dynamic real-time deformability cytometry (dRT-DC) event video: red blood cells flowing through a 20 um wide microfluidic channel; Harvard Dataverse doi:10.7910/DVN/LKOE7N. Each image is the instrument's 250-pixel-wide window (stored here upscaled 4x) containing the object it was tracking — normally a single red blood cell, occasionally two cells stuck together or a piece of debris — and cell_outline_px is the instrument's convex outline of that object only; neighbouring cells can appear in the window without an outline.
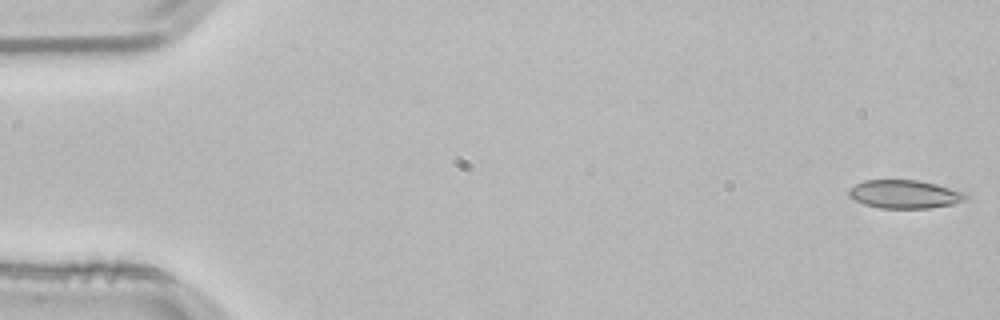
{"species": "common noctule bat (a hibernating species)", "species_latin": "Nyctalus noctula", "temperature_condition": "room temperature", "stored_images_in_passage": 12, "camera_frame_rate_fps": 3000, "um_per_image_px": 0.085, "animal": {"sex": "male", "body_mass_g": 21.5, "forearm_length_mm": 52.0}, "frame": {"image": 1, "passage_image": 1, "time_ms": 0.0, "image_size_px": [1000, 320], "cell_outline_px": [[968, 196], [964, 200], [952, 204], [928, 208], [880, 208], [864, 204], [848, 196], [848, 188], [864, 180], [920, 180], [968, 192]], "centroid_in_image_um": [76.9, 16.5], "position_along_channel_um": 8.1, "area_um2": 19.42}}